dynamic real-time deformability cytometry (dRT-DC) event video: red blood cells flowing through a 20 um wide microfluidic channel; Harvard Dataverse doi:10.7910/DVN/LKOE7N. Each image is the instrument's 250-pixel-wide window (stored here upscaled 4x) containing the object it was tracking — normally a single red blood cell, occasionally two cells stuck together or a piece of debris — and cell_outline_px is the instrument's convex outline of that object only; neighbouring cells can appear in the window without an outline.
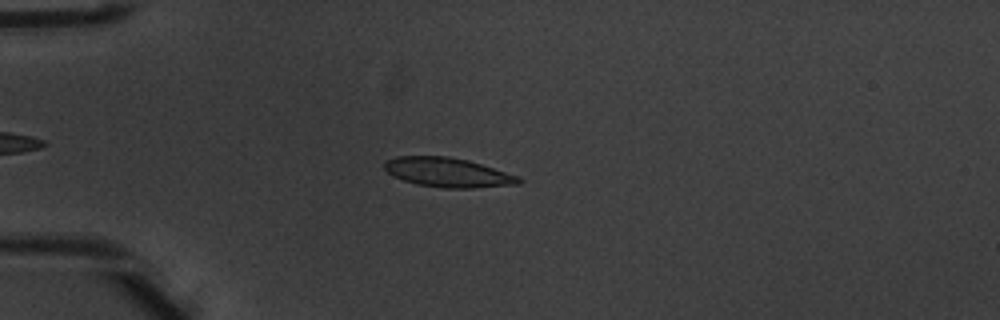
{"species": "common noctule bat (a hibernating species)", "species_latin": "Nyctalus noctula", "temperature_condition": "warm", "stored_images_in_passage": 2, "camera_frame_rate_fps": 3000, "um_per_image_px": 0.085, "animal": {"sex": "male", "body_mass_g": 20.1, "forearm_length_mm": 53.5}, "frame": {"image": 1, "passage_image": 2, "time_ms": 0.333, "image_size_px": [1000, 320], "cell_outline_px": [[524, 180], [520, 184], [472, 188], [444, 188], [416, 184], [404, 180], [388, 172], [384, 168], [384, 164], [388, 160], [396, 156], [448, 156], [468, 160], [520, 176]], "centroid_in_image_um": [38.12, 14.66], "position_along_channel_um": 46.9, "area_um2": 22.95}}